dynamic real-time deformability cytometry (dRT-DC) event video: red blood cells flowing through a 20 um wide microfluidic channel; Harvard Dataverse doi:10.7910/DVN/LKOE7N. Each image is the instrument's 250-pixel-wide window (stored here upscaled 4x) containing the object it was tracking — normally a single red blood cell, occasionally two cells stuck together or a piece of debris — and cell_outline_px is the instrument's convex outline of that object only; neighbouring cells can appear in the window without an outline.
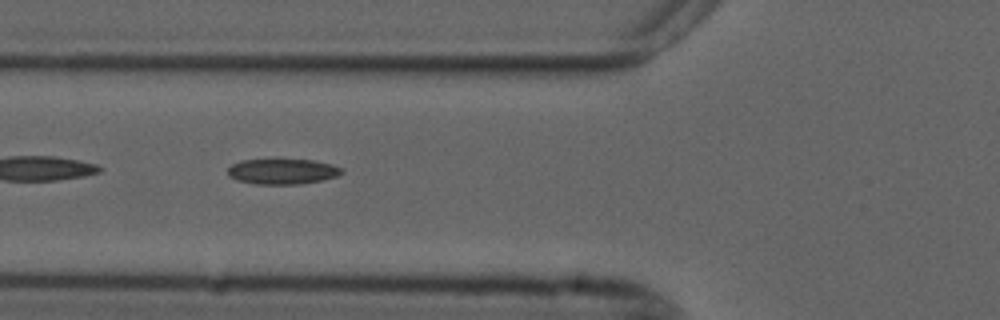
{"species": "common noctule bat (a hibernating species)", "species_latin": "Nyctalus noctula", "temperature_condition": "cold", "stored_images_in_passage": 55, "camera_frame_rate_fps": 3000, "um_per_image_px": 0.085, "animal": {"sex": "male", "forearm_length_mm": 52.5}, "frame": {"image": 1, "passage_image": 20, "time_ms": 6.333, "image_size_px": [1000, 320], "cell_outline_px": [[344, 172], [336, 176], [320, 180], [300, 184], [256, 184], [236, 180], [228, 176], [228, 168], [232, 164], [240, 160], [312, 160], [332, 164], [340, 168]], "centroid_in_image_um": [23.97, 14.58], "position_along_channel_um": 101.8, "area_um2": 16.7}}
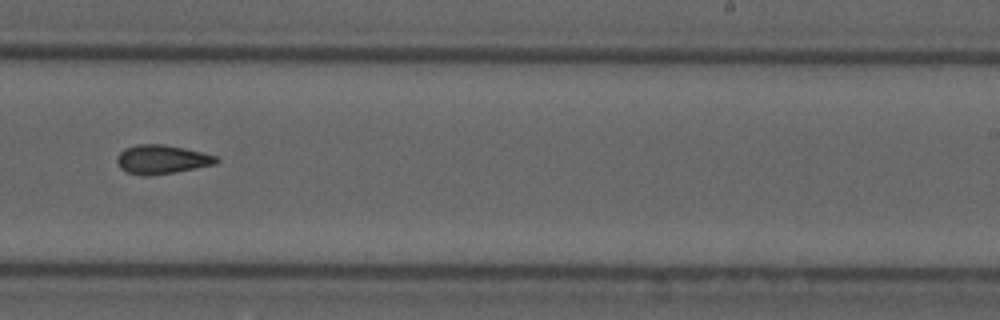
{"frame": {"image": 2, "passage_image": 34, "time_ms": 11.0, "image_size_px": [1000, 320], "cell_outline_px": [[220, 160], [216, 164], [176, 172], [152, 176], [140, 176], [124, 172], [120, 168], [116, 160], [120, 152], [124, 148], [140, 144], [164, 144], [184, 148], [216, 156]], "centroid_in_image_um": [13.72, 13.57], "position_along_channel_um": 275.3, "area_um2": 16.94}}
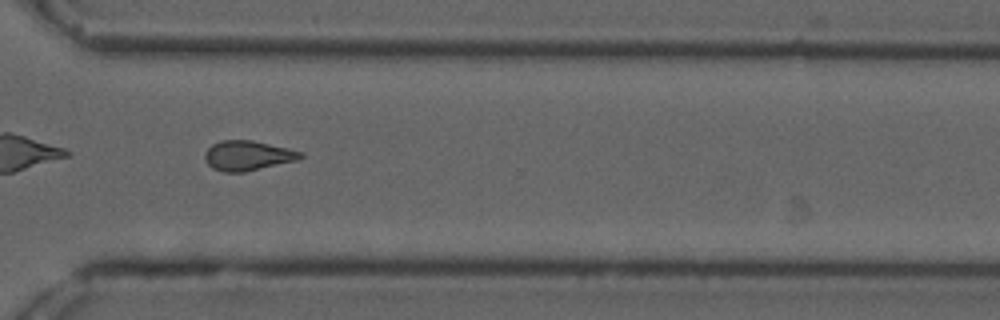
{"frame": {"image": 3, "passage_image": 40, "time_ms": 13.0, "image_size_px": [1000, 320], "cell_outline_px": [[304, 156], [300, 160], [244, 172], [224, 172], [212, 168], [204, 160], [204, 152], [212, 144], [220, 140], [252, 140], [288, 148], [304, 152]], "centroid_in_image_um": [21.07, 13.22], "position_along_channel_um": 349.5, "area_um2": 16.88}, "authors_computed_cell_mechanics": {"area_um2": 16.8198, "velocity_mm_per_s": 3.7212, "shape_relaxation_time_tau1_ms": null, "shape_relaxation_time_tau2_ms": 4.4233, "deformation_change_tau1": null, "deformation_change_tau2": 0.1331}}